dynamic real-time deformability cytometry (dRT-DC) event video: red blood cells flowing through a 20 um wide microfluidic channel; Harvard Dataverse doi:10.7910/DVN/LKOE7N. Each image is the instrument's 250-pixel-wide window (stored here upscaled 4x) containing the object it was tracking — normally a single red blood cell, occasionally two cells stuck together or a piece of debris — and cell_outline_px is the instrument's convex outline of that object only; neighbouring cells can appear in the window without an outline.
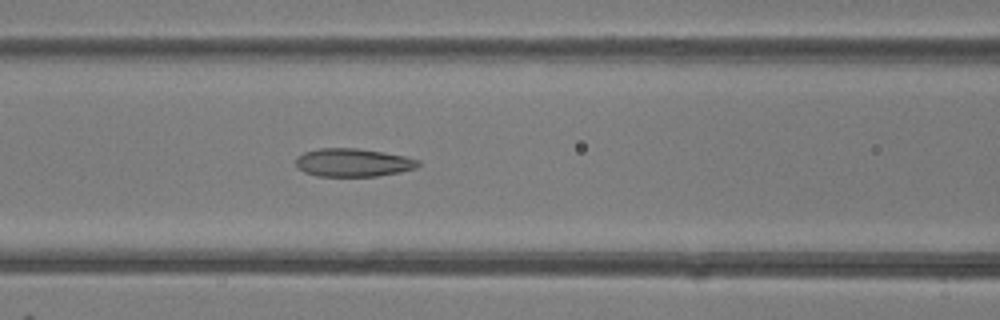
{"species": "common noctule bat (a hibernating species)", "species_latin": "Nyctalus noctula", "temperature_condition": "room temperature", "stored_images_in_passage": 45, "camera_frame_rate_fps": 3000, "um_per_image_px": 0.085, "animal": {"sex": "female"}, "frame": {"image": 1, "passage_image": 21, "time_ms": 6.667, "image_size_px": [1000, 320], "cell_outline_px": [[420, 164], [416, 168], [400, 172], [376, 176], [316, 176], [304, 172], [296, 168], [296, 160], [304, 152], [320, 148], [356, 148], [384, 152], [404, 156], [420, 160]], "centroid_in_image_um": [30.01, 13.82], "position_along_channel_um": 136.6, "area_um2": 20.11}}
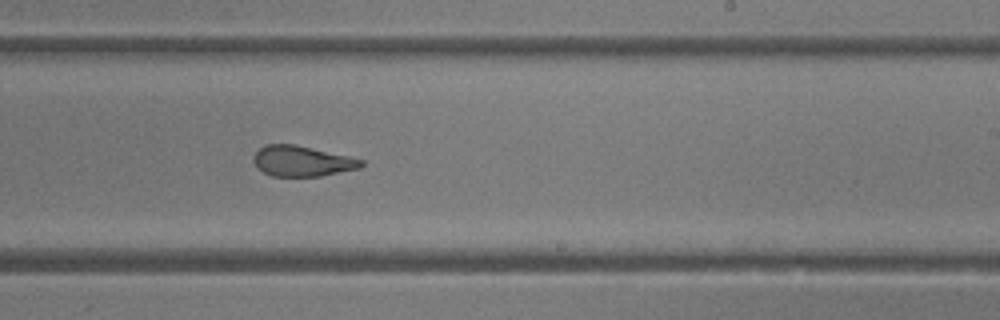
{"frame": {"image": 2, "passage_image": 30, "time_ms": 9.667, "image_size_px": [1000, 320], "cell_outline_px": [[364, 164], [360, 168], [320, 176], [272, 176], [264, 172], [252, 160], [252, 156], [264, 144], [292, 144], [348, 156], [364, 160]], "centroid_in_image_um": [25.67, 13.69], "position_along_channel_um": 263.3, "area_um2": 18.9}}
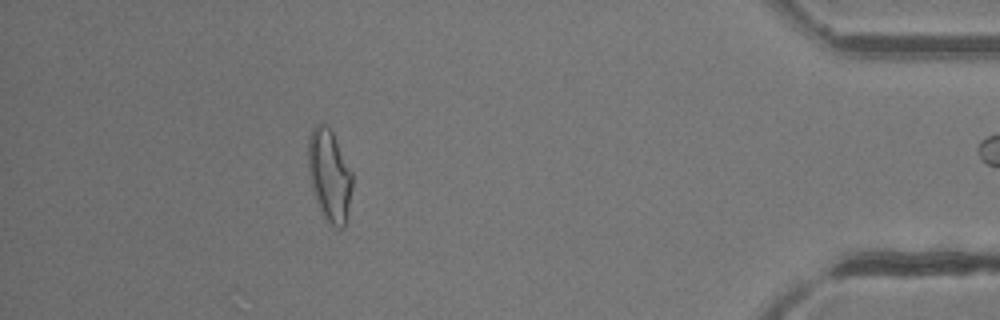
{"frame": {"image": 3, "passage_image": 44, "time_ms": 14.333, "image_size_px": [1000, 320], "cell_outline_px": [[352, 188], [348, 216], [344, 228], [336, 228], [328, 224], [320, 208], [312, 188], [308, 168], [308, 136], [312, 128], [316, 124], [324, 124], [332, 132], [352, 172]], "centroid_in_image_um": [28.01, 14.94], "position_along_channel_um": 407.2, "area_um2": 23.58}}